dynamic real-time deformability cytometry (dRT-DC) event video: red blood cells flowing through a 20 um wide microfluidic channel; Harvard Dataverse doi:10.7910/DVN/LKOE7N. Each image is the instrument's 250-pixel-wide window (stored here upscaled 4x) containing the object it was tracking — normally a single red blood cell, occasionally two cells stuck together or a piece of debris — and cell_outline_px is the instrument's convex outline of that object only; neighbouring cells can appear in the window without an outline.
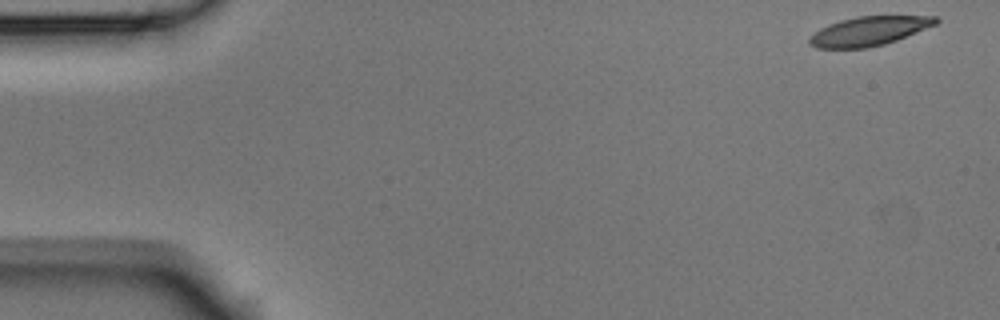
{"species": "Egyptian fruit bat (a non-hibernating species)", "species_latin": "Rousettus aegyptiacus", "temperature_condition": "room temperature", "stored_images_in_passage": 4, "camera_frame_rate_fps": 3000, "um_per_image_px": 0.085, "animal": {"sex": "male"}, "frame": {"image": 1, "passage_image": 1, "time_ms": 0.0, "image_size_px": [1000, 320], "cell_outline_px": [[940, 20], [936, 24], [896, 40], [884, 44], [868, 48], [816, 48], [808, 44], [808, 40], [820, 28], [828, 24], [840, 20], [856, 16], [936, 16]], "centroid_in_image_um": [73.84, 2.64], "position_along_channel_um": 11.2, "area_um2": 21.33}}
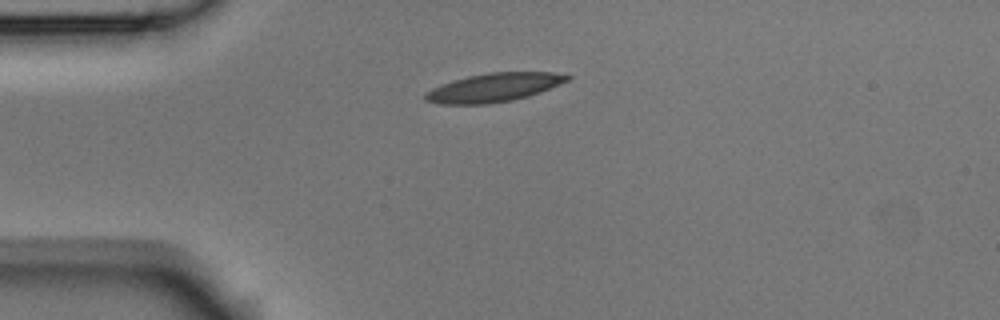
{"frame": {"image": 2, "passage_image": 4, "time_ms": 1.0, "image_size_px": [1000, 320], "cell_outline_px": [[572, 76], [568, 80], [540, 92], [528, 96], [512, 100], [488, 104], [436, 104], [424, 100], [424, 92], [440, 84], [452, 80], [468, 76], [488, 72], [552, 72]], "centroid_in_image_um": [41.91, 7.44], "position_along_channel_um": 43.1, "area_um2": 23.76}}